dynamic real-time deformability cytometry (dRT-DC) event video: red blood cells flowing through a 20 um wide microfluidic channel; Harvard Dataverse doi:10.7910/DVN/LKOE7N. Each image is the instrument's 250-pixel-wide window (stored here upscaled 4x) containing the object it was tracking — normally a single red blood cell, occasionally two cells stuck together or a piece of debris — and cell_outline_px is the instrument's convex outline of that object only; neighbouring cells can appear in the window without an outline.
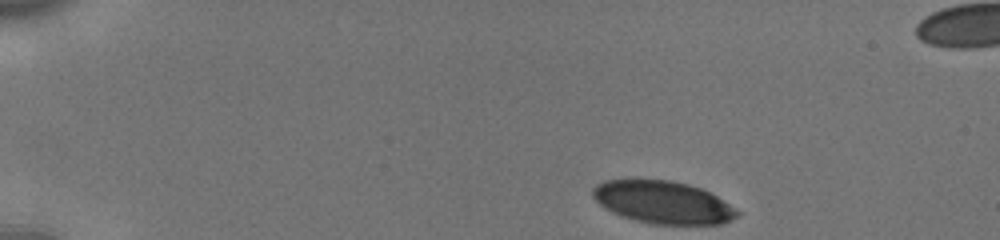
{"species": "human", "species_latin": "Homo sapiens", "temperature_condition": "cold", "stored_images_in_passage": 41, "camera_frame_rate_fps": 3000, "um_per_image_px": 0.085, "donor": {"sex": "male"}, "frame": {"image": 1, "passage_image": 1, "time_ms": 0.0, "image_size_px": [1000, 240], "cell_outline_px": [[740, 216], [732, 220], [720, 224], [652, 224], [620, 216], [612, 212], [600, 204], [592, 196], [592, 188], [596, 184], [604, 180], [672, 180], [688, 184], [700, 188], [716, 196], [736, 208], [740, 212]], "centroid_in_image_um": [56.36, 17.2], "position_along_channel_um": 28.6, "area_um2": 35.78}}
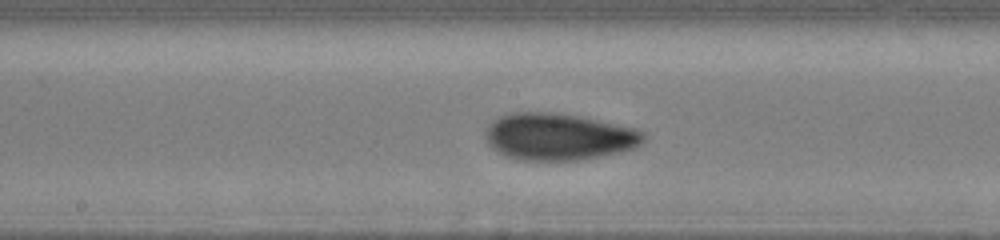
{"frame": {"image": 2, "passage_image": 22, "time_ms": 7.0, "image_size_px": [1000, 240], "cell_outline_px": [[644, 140], [636, 148], [620, 152], [580, 160], [516, 160], [504, 156], [492, 148], [488, 144], [488, 124], [492, 120], [500, 116], [512, 112], [548, 112], [580, 116], [636, 128], [644, 132]], "centroid_in_image_um": [47.49, 11.62], "position_along_channel_um": 200.7, "area_um2": 43.23}}
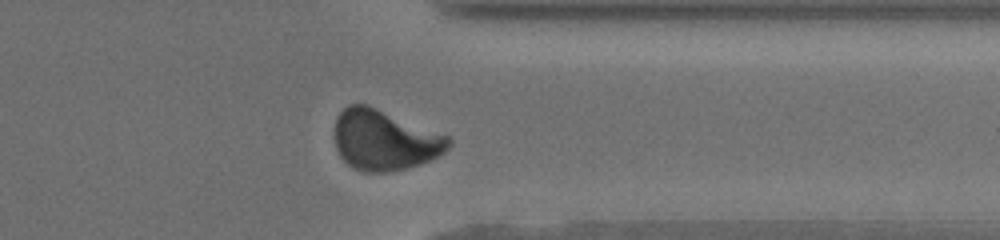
{"frame": {"image": 3, "passage_image": 36, "time_ms": 11.667, "image_size_px": [1000, 240], "cell_outline_px": [[452, 144], [444, 152], [432, 160], [420, 164], [388, 172], [364, 172], [348, 164], [340, 156], [336, 148], [336, 116], [348, 104], [368, 104], [448, 136], [452, 140]], "centroid_in_image_um": [32.7, 11.9], "position_along_channel_um": 378.7, "area_um2": 39.94}, "authors_computed_cell_mechanics": {"area_um2": 40.46, "velocity_mm_per_s": 3.8381, "shape_relaxation_time_tau1_ms": 5.027, "shape_relaxation_time_tau2_ms": 0.7876, "deformation_change_tau1": 0.1378, "deformation_change_tau2": 0.0569}}